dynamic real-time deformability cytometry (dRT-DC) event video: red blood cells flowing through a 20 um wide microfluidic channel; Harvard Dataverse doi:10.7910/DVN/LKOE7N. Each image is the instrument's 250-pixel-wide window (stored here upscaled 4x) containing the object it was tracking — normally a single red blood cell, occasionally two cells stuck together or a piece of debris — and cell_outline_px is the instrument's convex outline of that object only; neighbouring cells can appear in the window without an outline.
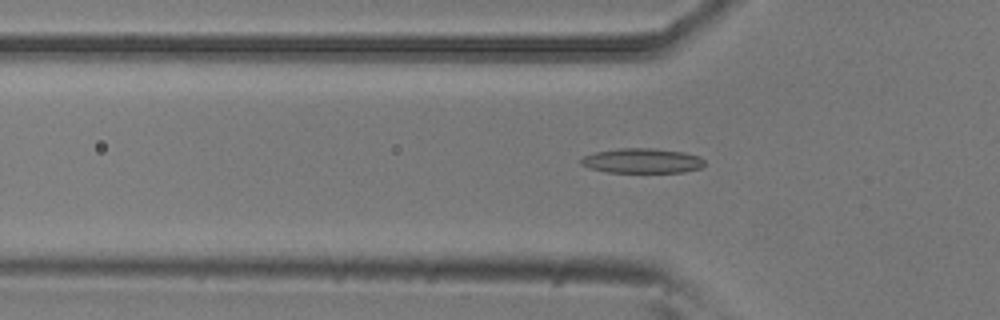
{"species": "common noctule bat (a hibernating species)", "species_latin": "Nyctalus noctula", "temperature_condition": "room temperature", "stored_images_in_passage": 30, "camera_frame_rate_fps": 3000, "um_per_image_px": 0.085, "animal": {"sex": "male", "body_mass_g": 20.5, "forearm_length_mm": 52.5}, "frame": {"image": 1, "passage_image": 14, "time_ms": 4.333, "image_size_px": [1000, 320], "cell_outline_px": [[704, 164], [700, 168], [684, 172], [608, 172], [588, 168], [580, 164], [580, 160], [584, 156], [596, 152], [620, 148], [656, 148], [684, 152], [700, 156], [704, 160]], "centroid_in_image_um": [54.59, 13.66], "position_along_channel_um": 71.2, "area_um2": 17.92}}
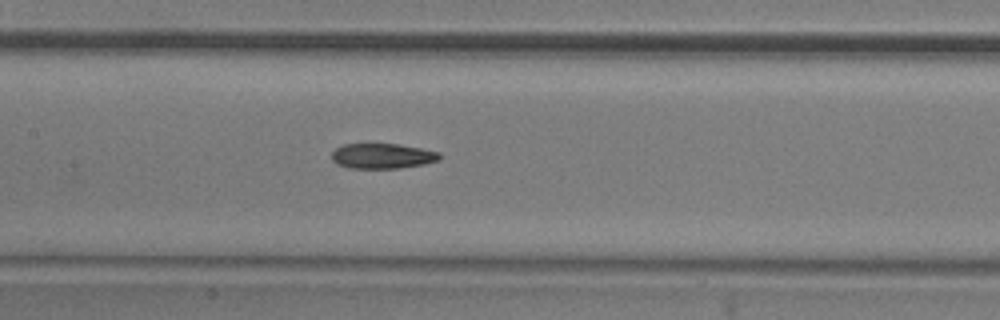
{"frame": {"image": 2, "passage_image": 22, "time_ms": 7.0, "image_size_px": [1000, 320], "cell_outline_px": [[440, 160], [424, 164], [400, 168], [348, 168], [336, 164], [332, 160], [332, 152], [336, 148], [344, 144], [396, 144], [420, 148], [440, 152]], "centroid_in_image_um": [32.49, 13.26], "position_along_channel_um": 174.9, "area_um2": 15.84}}
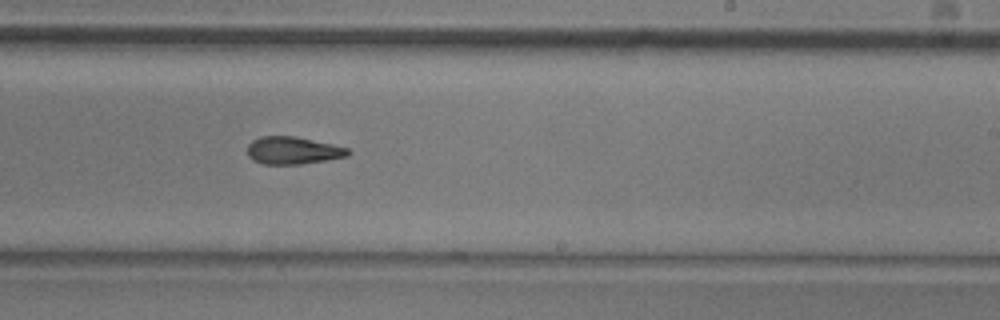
{"frame": {"image": 3, "passage_image": 29, "time_ms": 9.333, "image_size_px": [1000, 320], "cell_outline_px": [[352, 152], [348, 156], [300, 164], [264, 164], [252, 160], [248, 156], [248, 144], [252, 140], [260, 136], [296, 136], [332, 144], [348, 148]], "centroid_in_image_um": [24.89, 12.78], "position_along_channel_um": 264.1, "area_um2": 16.13}}